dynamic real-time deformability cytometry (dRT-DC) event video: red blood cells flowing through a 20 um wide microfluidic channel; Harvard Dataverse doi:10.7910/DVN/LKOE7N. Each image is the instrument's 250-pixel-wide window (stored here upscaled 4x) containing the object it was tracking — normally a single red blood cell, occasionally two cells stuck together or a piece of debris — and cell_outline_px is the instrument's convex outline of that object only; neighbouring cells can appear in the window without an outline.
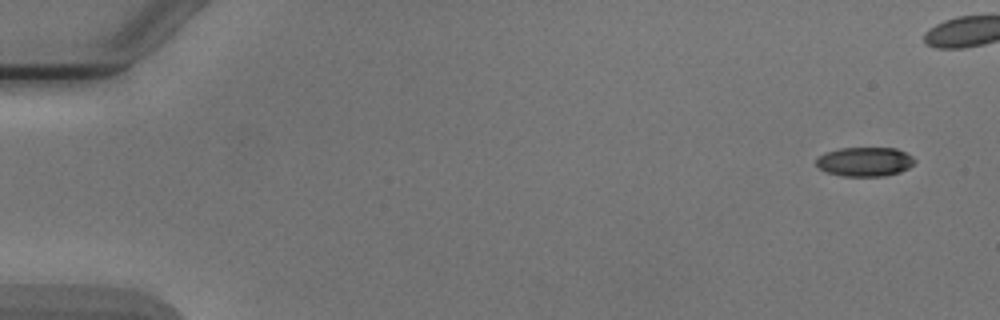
{"species": "Egyptian fruit bat (a non-hibernating species)", "species_latin": "Rousettus aegyptiacus", "temperature_condition": "cold", "stored_images_in_passage": 9, "camera_frame_rate_fps": 3000, "um_per_image_px": 0.085, "animal": {"sex": "male"}, "frame": {"image": 1, "passage_image": 1, "time_ms": 0.0, "image_size_px": [1000, 320], "cell_outline_px": [[916, 160], [908, 168], [900, 172], [884, 176], [840, 176], [828, 172], [820, 168], [816, 164], [816, 156], [824, 152], [840, 148], [896, 148], [912, 156]], "centroid_in_image_um": [73.48, 13.74], "position_along_channel_um": 11.5, "area_um2": 16.82}}
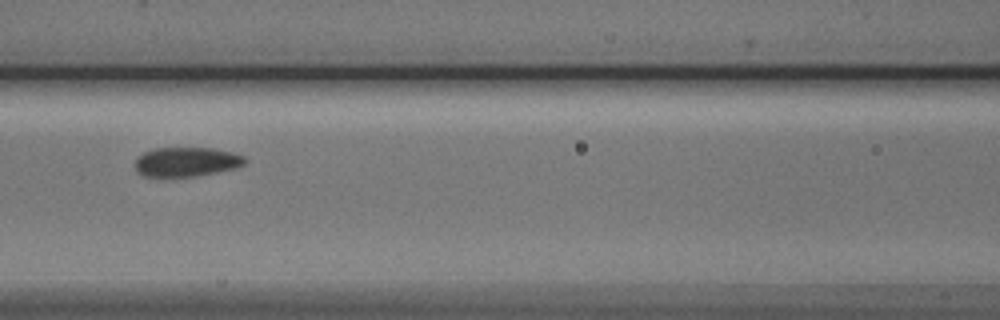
{"frame": {"image": 2, "passage_image": 8, "time_ms": 9.0, "image_size_px": [1000, 320], "cell_outline_px": [[248, 160], [244, 164], [236, 168], [196, 176], [144, 176], [136, 172], [136, 156], [144, 152], [156, 148], [212, 148], [232, 152], [244, 156]], "centroid_in_image_um": [15.85, 13.75], "position_along_channel_um": 150.7, "area_um2": 18.79}}
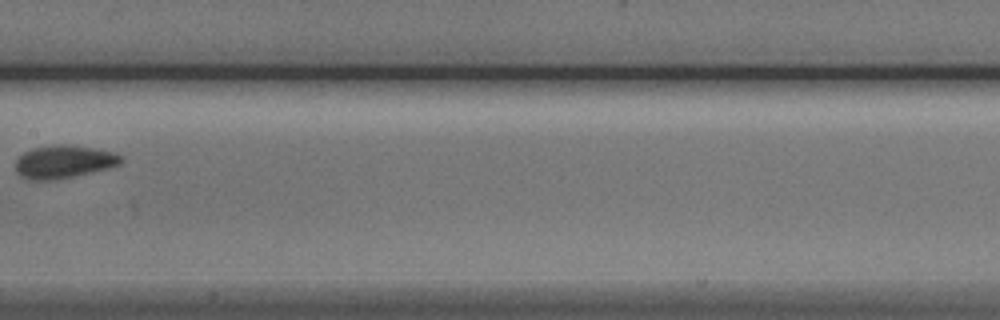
{"frame": {"image": 3, "passage_image": 9, "time_ms": 10.333, "image_size_px": [1000, 320], "cell_outline_px": [[124, 160], [120, 164], [108, 168], [72, 176], [52, 180], [28, 180], [20, 176], [16, 172], [16, 160], [24, 152], [32, 148], [56, 144], [68, 144], [92, 148], [112, 152], [124, 156]], "centroid_in_image_um": [5.41, 13.74], "position_along_channel_um": 202.0, "area_um2": 20.23}}